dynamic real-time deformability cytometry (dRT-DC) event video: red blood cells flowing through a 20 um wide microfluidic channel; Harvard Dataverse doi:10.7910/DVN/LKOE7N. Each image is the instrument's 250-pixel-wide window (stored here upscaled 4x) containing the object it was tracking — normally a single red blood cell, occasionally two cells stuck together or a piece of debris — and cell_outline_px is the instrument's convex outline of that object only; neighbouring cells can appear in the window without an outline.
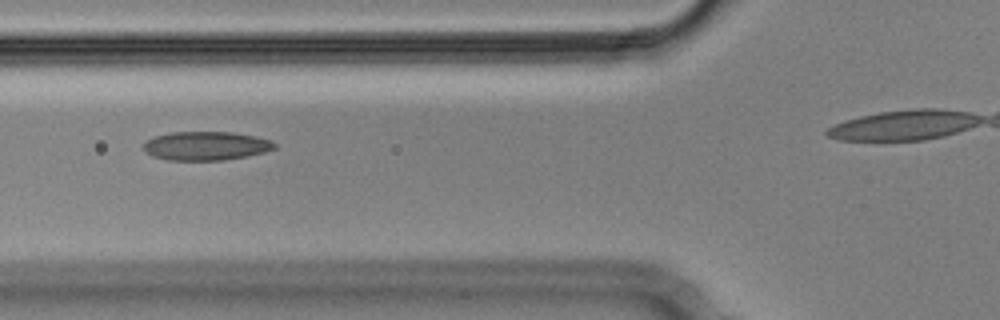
{"species": "Egyptian fruit bat (a non-hibernating species)", "species_latin": "Rousettus aegyptiacus", "temperature_condition": "cold", "stored_images_in_passage": 5, "segment_of_instrument_passage": [1, 2], "camera_frame_rate_fps": 3000, "um_per_image_px": 0.085, "animal": {"sex": "male"}, "frame": {"image": 1, "passage_image": 4, "time_ms": 1.0, "image_size_px": [1000, 320], "cell_outline_px": [[276, 148], [264, 152], [248, 156], [224, 160], [168, 160], [152, 156], [144, 148], [144, 144], [148, 140], [156, 136], [172, 132], [232, 132], [256, 136], [272, 140], [276, 144]], "centroid_in_image_um": [17.56, 12.4], "position_along_channel_um": 108.2, "area_um2": 21.91}}